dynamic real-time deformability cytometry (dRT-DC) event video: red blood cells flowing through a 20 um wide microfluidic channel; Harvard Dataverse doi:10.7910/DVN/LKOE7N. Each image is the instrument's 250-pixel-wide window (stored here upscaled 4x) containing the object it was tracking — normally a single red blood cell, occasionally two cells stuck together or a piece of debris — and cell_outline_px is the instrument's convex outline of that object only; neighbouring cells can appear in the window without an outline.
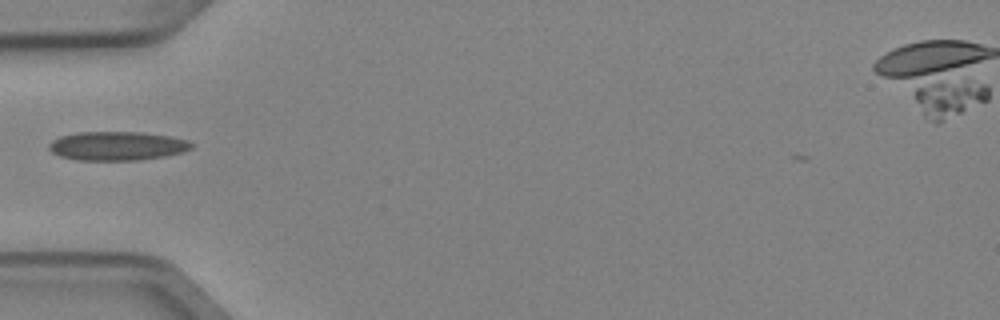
{"species": "Egyptian fruit bat (a non-hibernating species)", "species_latin": "Rousettus aegyptiacus", "temperature_condition": "cold", "stored_images_in_passage": 5, "camera_frame_rate_fps": 3000, "um_per_image_px": 0.085, "animal": {"sex": "female"}, "frame": {"image": 1, "passage_image": 5, "time_ms": 1.333, "image_size_px": [1000, 320], "cell_outline_px": [[196, 144], [192, 148], [184, 152], [164, 156], [140, 160], [76, 160], [60, 156], [52, 152], [48, 148], [48, 144], [52, 140], [60, 136], [76, 132], [144, 132], [168, 136], [188, 140]], "centroid_in_image_um": [9.97, 12.4], "position_along_channel_um": 75.0, "area_um2": 24.22}}